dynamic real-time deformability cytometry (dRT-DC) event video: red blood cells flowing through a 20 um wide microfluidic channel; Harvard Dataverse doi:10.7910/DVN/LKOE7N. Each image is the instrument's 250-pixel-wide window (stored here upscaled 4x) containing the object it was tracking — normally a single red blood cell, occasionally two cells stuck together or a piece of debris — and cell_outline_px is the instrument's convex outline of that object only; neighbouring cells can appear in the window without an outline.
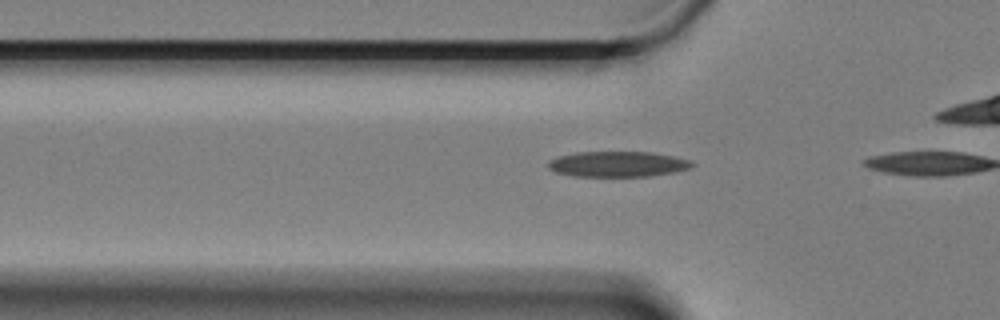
{"species": "Egyptian fruit bat (a non-hibernating species)", "species_latin": "Rousettus aegyptiacus", "temperature_condition": "cold", "stored_images_in_passage": 5, "camera_frame_rate_fps": 3000, "um_per_image_px": 0.085, "animal": {"sex": "female"}, "frame": {"image": 1, "passage_image": 4, "time_ms": 1.0, "image_size_px": [1000, 320], "cell_outline_px": [[696, 164], [692, 168], [676, 172], [648, 176], [572, 176], [556, 172], [548, 168], [548, 160], [556, 156], [576, 152], [652, 152], [692, 160]], "centroid_in_image_um": [52.52, 13.94], "position_along_channel_um": 73.3, "area_um2": 21.62}}